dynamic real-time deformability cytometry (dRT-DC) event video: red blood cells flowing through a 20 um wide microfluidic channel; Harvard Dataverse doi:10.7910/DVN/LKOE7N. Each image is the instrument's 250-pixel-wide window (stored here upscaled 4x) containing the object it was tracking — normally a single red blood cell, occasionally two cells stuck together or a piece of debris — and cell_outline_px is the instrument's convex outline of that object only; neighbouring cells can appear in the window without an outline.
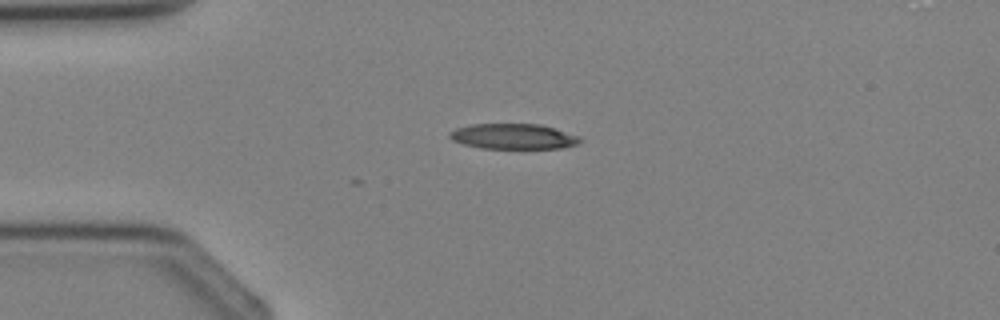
{"species": "Egyptian fruit bat (a non-hibernating species)", "species_latin": "Rousettus aegyptiacus", "temperature_condition": "cold", "stored_images_in_passage": 2, "camera_frame_rate_fps": 3000, "um_per_image_px": 0.085, "animal": {"sex": "female"}, "frame": {"image": 1, "passage_image": 1, "time_ms": 0.0, "image_size_px": [1000, 320], "cell_outline_px": [[584, 140], [576, 144], [564, 148], [480, 148], [464, 144], [452, 140], [448, 136], [448, 132], [456, 128], [472, 124], [540, 124], [580, 136]], "centroid_in_image_um": [43.63, 11.59], "position_along_channel_um": 41.4, "area_um2": 19.31}}
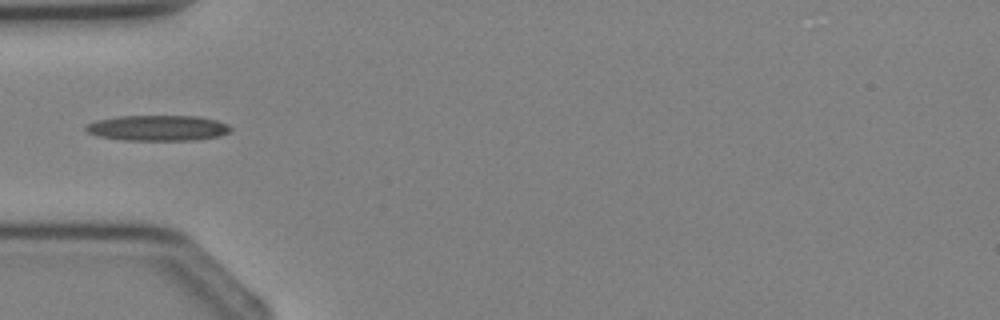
{"frame": {"image": 2, "passage_image": 2, "time_ms": 1.0, "image_size_px": [1000, 320], "cell_outline_px": [[232, 128], [228, 132], [220, 136], [192, 140], [124, 140], [100, 136], [88, 132], [84, 128], [88, 124], [96, 120], [116, 116], [200, 116], [216, 120], [228, 124]], "centroid_in_image_um": [13.43, 10.87], "position_along_channel_um": 71.6, "area_um2": 21.5}}